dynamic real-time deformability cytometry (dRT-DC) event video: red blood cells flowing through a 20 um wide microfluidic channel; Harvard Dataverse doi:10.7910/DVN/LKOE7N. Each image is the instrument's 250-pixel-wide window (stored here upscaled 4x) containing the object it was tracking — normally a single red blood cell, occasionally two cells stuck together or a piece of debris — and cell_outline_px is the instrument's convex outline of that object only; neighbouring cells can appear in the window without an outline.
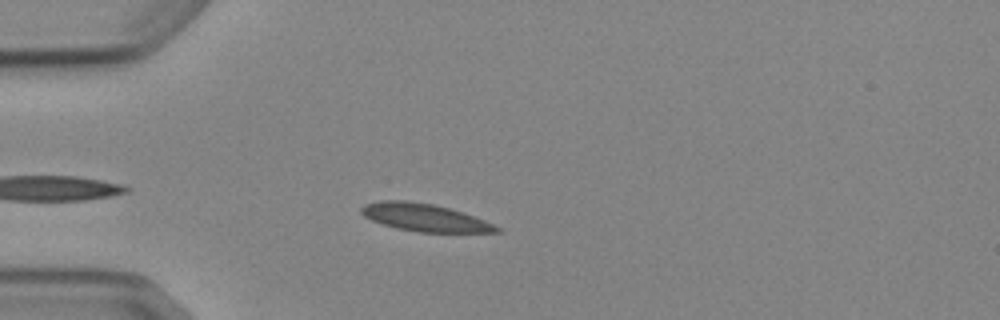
{"species": "Egyptian fruit bat (a non-hibernating species)", "species_latin": "Rousettus aegyptiacus", "temperature_condition": "cold", "stored_images_in_passage": 5, "camera_frame_rate_fps": 3000, "um_per_image_px": 0.085, "animal": {"sex": "female"}, "frame": {"image": 1, "passage_image": 4, "time_ms": 3.667, "image_size_px": [1000, 320], "cell_outline_px": [[504, 232], [420, 232], [396, 228], [372, 220], [364, 216], [360, 212], [360, 208], [364, 204], [380, 200], [404, 200], [432, 204], [464, 212], [484, 220], [500, 228]], "centroid_in_image_um": [36.07, 18.48], "position_along_channel_um": 48.9, "area_um2": 21.62}}